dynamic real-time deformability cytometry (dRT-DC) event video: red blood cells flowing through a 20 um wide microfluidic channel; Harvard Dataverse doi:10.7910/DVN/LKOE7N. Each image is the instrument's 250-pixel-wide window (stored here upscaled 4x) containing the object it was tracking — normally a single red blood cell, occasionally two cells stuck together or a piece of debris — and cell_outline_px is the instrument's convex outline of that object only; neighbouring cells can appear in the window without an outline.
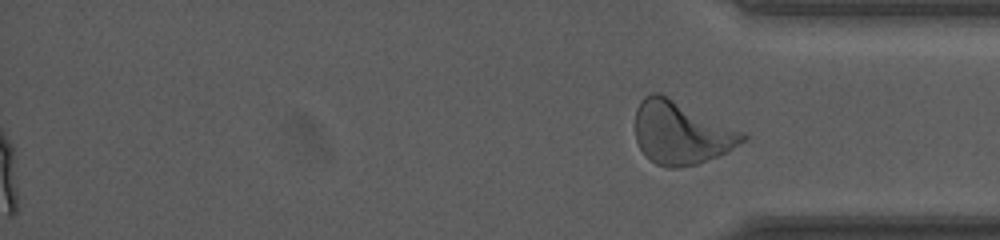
{"species": "human", "species_latin": "Homo sapiens", "temperature_condition": "room temperature", "stored_images_in_passage": 50, "segment_of_instrument_passage": [2, 2], "camera_frame_rate_fps": 3000, "um_per_image_px": 0.085, "donor": {"sex": "female"}, "frame": {"image": 1, "passage_image": 50, "time_ms": 16.333, "image_size_px": [1000, 240], "cell_outline_px": [[748, 136], [744, 140], [728, 152], [696, 164], [676, 168], [668, 168], [656, 164], [640, 148], [636, 140], [636, 108], [640, 100], [644, 96], [652, 92], [656, 92], [668, 96], [744, 132]], "centroid_in_image_um": [57.89, 11.28], "position_along_channel_um": 377.3, "area_um2": 39.13}}